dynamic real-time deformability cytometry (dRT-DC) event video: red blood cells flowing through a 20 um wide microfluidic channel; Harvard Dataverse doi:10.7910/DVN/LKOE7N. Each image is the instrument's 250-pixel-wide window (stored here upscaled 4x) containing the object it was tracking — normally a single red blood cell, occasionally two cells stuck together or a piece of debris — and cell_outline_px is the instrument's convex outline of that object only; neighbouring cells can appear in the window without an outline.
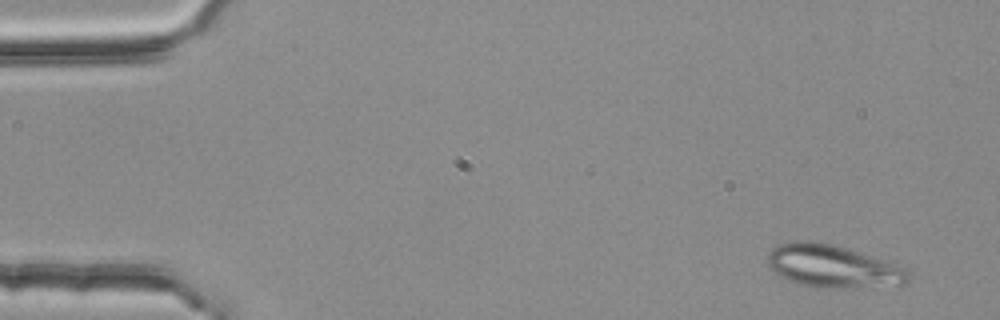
{"species": "common noctule bat (a hibernating species)", "species_latin": "Nyctalus noctula", "temperature_condition": "room temperature", "stored_images_in_passage": 4, "camera_frame_rate_fps": 3000, "um_per_image_px": 0.085, "animal": {"sex": "female", "body_mass_g": 25.1}, "frame": {"image": 1, "passage_image": 1, "time_ms": 0.0, "image_size_px": [1000, 320], "cell_outline_px": [[912, 272], [908, 284], [852, 288], [816, 288], [796, 284], [772, 272], [768, 264], [768, 252], [776, 244], [792, 240], [812, 240], [832, 244], [884, 260], [908, 268]], "centroid_in_image_um": [70.78, 22.64], "position_along_channel_um": 14.2, "area_um2": 35.72}}